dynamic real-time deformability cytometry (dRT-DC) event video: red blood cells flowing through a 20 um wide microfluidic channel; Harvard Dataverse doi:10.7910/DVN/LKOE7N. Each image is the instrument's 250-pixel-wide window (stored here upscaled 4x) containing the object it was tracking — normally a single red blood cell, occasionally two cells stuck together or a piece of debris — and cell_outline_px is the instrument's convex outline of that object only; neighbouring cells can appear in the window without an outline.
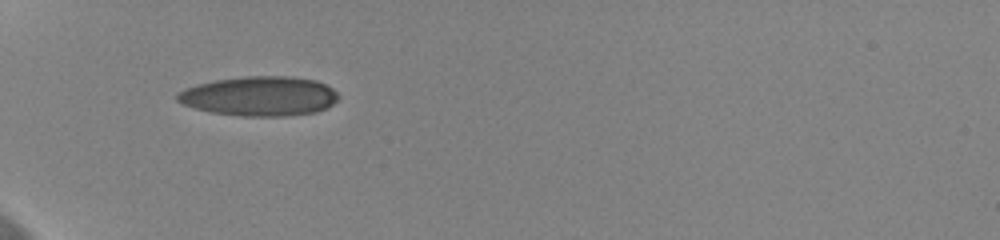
{"species": "human", "species_latin": "Homo sapiens", "temperature_condition": "cold", "stored_images_in_passage": 14, "camera_frame_rate_fps": 3000, "um_per_image_px": 0.085, "donor": {"sex": "female"}, "frame": {"image": 1, "passage_image": 1, "time_ms": 0.0, "image_size_px": [1000, 240], "cell_outline_px": [[340, 96], [332, 104], [316, 112], [288, 116], [240, 116], [212, 112], [196, 108], [184, 104], [176, 100], [176, 92], [184, 88], [196, 84], [216, 80], [244, 76], [292, 76], [316, 80], [332, 88]], "centroid_in_image_um": [22.05, 8.16], "position_along_channel_um": 63.0, "area_um2": 37.22}}